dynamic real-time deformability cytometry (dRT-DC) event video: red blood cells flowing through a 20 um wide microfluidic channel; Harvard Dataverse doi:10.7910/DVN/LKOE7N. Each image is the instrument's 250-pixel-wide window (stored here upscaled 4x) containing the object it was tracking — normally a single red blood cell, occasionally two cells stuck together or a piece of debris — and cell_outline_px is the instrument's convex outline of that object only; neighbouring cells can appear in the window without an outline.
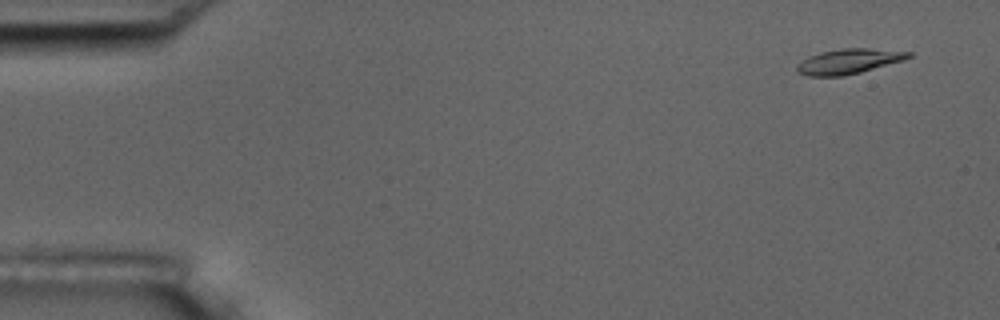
{"species": "common noctule bat (a hibernating species)", "species_latin": "Nyctalus noctula", "temperature_condition": "room temperature", "stored_images_in_passage": 4, "camera_frame_rate_fps": 3000, "um_per_image_px": 0.085, "animal": {"sex": "male", "body_mass_g": 17.5, "forearm_length_mm": 52.3}, "frame": {"image": 1, "passage_image": 1, "time_ms": 0.0, "image_size_px": [1000, 320], "cell_outline_px": [[912, 56], [904, 60], [860, 72], [840, 76], [808, 76], [796, 72], [796, 64], [808, 56], [820, 52], [844, 48], [868, 48], [912, 52]], "centroid_in_image_um": [72.11, 5.21], "position_along_channel_um": 12.9, "area_um2": 16.24}}
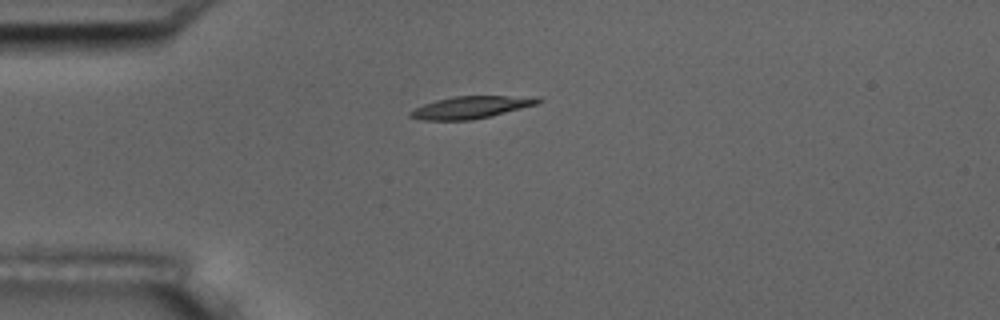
{"frame": {"image": 2, "passage_image": 4, "time_ms": 3.667, "image_size_px": [1000, 320], "cell_outline_px": [[544, 100], [536, 104], [492, 116], [472, 120], [424, 120], [408, 116], [408, 112], [424, 104], [436, 100], [452, 96], [540, 96]], "centroid_in_image_um": [40.07, 9.11], "position_along_channel_um": 44.9, "area_um2": 16.65}}